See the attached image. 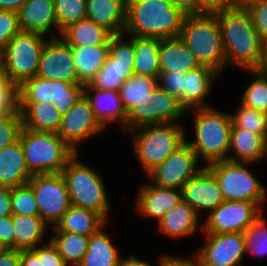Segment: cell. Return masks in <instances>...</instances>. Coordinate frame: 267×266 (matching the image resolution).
<instances>
[{
	"label": "cell",
	"mask_w": 267,
	"mask_h": 266,
	"mask_svg": "<svg viewBox=\"0 0 267 266\" xmlns=\"http://www.w3.org/2000/svg\"><path fill=\"white\" fill-rule=\"evenodd\" d=\"M261 215L245 232L246 252L264 257L267 254V224Z\"/></svg>",
	"instance_id": "42"
},
{
	"label": "cell",
	"mask_w": 267,
	"mask_h": 266,
	"mask_svg": "<svg viewBox=\"0 0 267 266\" xmlns=\"http://www.w3.org/2000/svg\"><path fill=\"white\" fill-rule=\"evenodd\" d=\"M0 87H18L16 85L12 84L8 80V77H7L5 69H4L1 54H0Z\"/></svg>",
	"instance_id": "59"
},
{
	"label": "cell",
	"mask_w": 267,
	"mask_h": 266,
	"mask_svg": "<svg viewBox=\"0 0 267 266\" xmlns=\"http://www.w3.org/2000/svg\"><path fill=\"white\" fill-rule=\"evenodd\" d=\"M261 215L262 208L255 202L224 201L203 221L205 234L245 233Z\"/></svg>",
	"instance_id": "14"
},
{
	"label": "cell",
	"mask_w": 267,
	"mask_h": 266,
	"mask_svg": "<svg viewBox=\"0 0 267 266\" xmlns=\"http://www.w3.org/2000/svg\"><path fill=\"white\" fill-rule=\"evenodd\" d=\"M19 139L26 165L32 174L61 173L76 154L57 133L23 127Z\"/></svg>",
	"instance_id": "6"
},
{
	"label": "cell",
	"mask_w": 267,
	"mask_h": 266,
	"mask_svg": "<svg viewBox=\"0 0 267 266\" xmlns=\"http://www.w3.org/2000/svg\"><path fill=\"white\" fill-rule=\"evenodd\" d=\"M4 249V247L2 246V244L0 243V252Z\"/></svg>",
	"instance_id": "62"
},
{
	"label": "cell",
	"mask_w": 267,
	"mask_h": 266,
	"mask_svg": "<svg viewBox=\"0 0 267 266\" xmlns=\"http://www.w3.org/2000/svg\"><path fill=\"white\" fill-rule=\"evenodd\" d=\"M220 74L213 69L200 66L185 73L184 96L180 103L187 111L193 108L210 107L206 98L210 94L212 85Z\"/></svg>",
	"instance_id": "27"
},
{
	"label": "cell",
	"mask_w": 267,
	"mask_h": 266,
	"mask_svg": "<svg viewBox=\"0 0 267 266\" xmlns=\"http://www.w3.org/2000/svg\"><path fill=\"white\" fill-rule=\"evenodd\" d=\"M232 125L267 138V113L241 104L235 114H231Z\"/></svg>",
	"instance_id": "39"
},
{
	"label": "cell",
	"mask_w": 267,
	"mask_h": 266,
	"mask_svg": "<svg viewBox=\"0 0 267 266\" xmlns=\"http://www.w3.org/2000/svg\"><path fill=\"white\" fill-rule=\"evenodd\" d=\"M105 130L106 128L96 118L89 101L83 96L62 116L57 134L77 153L79 143Z\"/></svg>",
	"instance_id": "18"
},
{
	"label": "cell",
	"mask_w": 267,
	"mask_h": 266,
	"mask_svg": "<svg viewBox=\"0 0 267 266\" xmlns=\"http://www.w3.org/2000/svg\"><path fill=\"white\" fill-rule=\"evenodd\" d=\"M264 159H267V138L232 125L228 160L253 164Z\"/></svg>",
	"instance_id": "23"
},
{
	"label": "cell",
	"mask_w": 267,
	"mask_h": 266,
	"mask_svg": "<svg viewBox=\"0 0 267 266\" xmlns=\"http://www.w3.org/2000/svg\"><path fill=\"white\" fill-rule=\"evenodd\" d=\"M104 229L102 227L89 237L87 252L77 266H118L121 259L118 248L111 239L112 235L105 233Z\"/></svg>",
	"instance_id": "32"
},
{
	"label": "cell",
	"mask_w": 267,
	"mask_h": 266,
	"mask_svg": "<svg viewBox=\"0 0 267 266\" xmlns=\"http://www.w3.org/2000/svg\"><path fill=\"white\" fill-rule=\"evenodd\" d=\"M198 165L197 155L185 142L146 176L157 186L181 189L191 177L204 168V165Z\"/></svg>",
	"instance_id": "15"
},
{
	"label": "cell",
	"mask_w": 267,
	"mask_h": 266,
	"mask_svg": "<svg viewBox=\"0 0 267 266\" xmlns=\"http://www.w3.org/2000/svg\"><path fill=\"white\" fill-rule=\"evenodd\" d=\"M29 171L20 139L0 150V187H18L28 183Z\"/></svg>",
	"instance_id": "26"
},
{
	"label": "cell",
	"mask_w": 267,
	"mask_h": 266,
	"mask_svg": "<svg viewBox=\"0 0 267 266\" xmlns=\"http://www.w3.org/2000/svg\"><path fill=\"white\" fill-rule=\"evenodd\" d=\"M50 241L69 266H77L87 252L89 236L55 231Z\"/></svg>",
	"instance_id": "36"
},
{
	"label": "cell",
	"mask_w": 267,
	"mask_h": 266,
	"mask_svg": "<svg viewBox=\"0 0 267 266\" xmlns=\"http://www.w3.org/2000/svg\"><path fill=\"white\" fill-rule=\"evenodd\" d=\"M158 266H200L196 255L194 254L193 257H174L172 255H163L159 258Z\"/></svg>",
	"instance_id": "51"
},
{
	"label": "cell",
	"mask_w": 267,
	"mask_h": 266,
	"mask_svg": "<svg viewBox=\"0 0 267 266\" xmlns=\"http://www.w3.org/2000/svg\"><path fill=\"white\" fill-rule=\"evenodd\" d=\"M186 15L202 14V0H172Z\"/></svg>",
	"instance_id": "52"
},
{
	"label": "cell",
	"mask_w": 267,
	"mask_h": 266,
	"mask_svg": "<svg viewBox=\"0 0 267 266\" xmlns=\"http://www.w3.org/2000/svg\"><path fill=\"white\" fill-rule=\"evenodd\" d=\"M28 0H0V10L18 12Z\"/></svg>",
	"instance_id": "56"
},
{
	"label": "cell",
	"mask_w": 267,
	"mask_h": 266,
	"mask_svg": "<svg viewBox=\"0 0 267 266\" xmlns=\"http://www.w3.org/2000/svg\"><path fill=\"white\" fill-rule=\"evenodd\" d=\"M78 152L62 169L71 205L99 213L107 222L111 209L103 178L87 163L78 158Z\"/></svg>",
	"instance_id": "7"
},
{
	"label": "cell",
	"mask_w": 267,
	"mask_h": 266,
	"mask_svg": "<svg viewBox=\"0 0 267 266\" xmlns=\"http://www.w3.org/2000/svg\"><path fill=\"white\" fill-rule=\"evenodd\" d=\"M129 132L134 139V154L146 175L186 142L181 123L144 125Z\"/></svg>",
	"instance_id": "5"
},
{
	"label": "cell",
	"mask_w": 267,
	"mask_h": 266,
	"mask_svg": "<svg viewBox=\"0 0 267 266\" xmlns=\"http://www.w3.org/2000/svg\"><path fill=\"white\" fill-rule=\"evenodd\" d=\"M47 39L43 34L29 31H19L10 39L0 54L6 75L12 84L19 87L37 75Z\"/></svg>",
	"instance_id": "8"
},
{
	"label": "cell",
	"mask_w": 267,
	"mask_h": 266,
	"mask_svg": "<svg viewBox=\"0 0 267 266\" xmlns=\"http://www.w3.org/2000/svg\"><path fill=\"white\" fill-rule=\"evenodd\" d=\"M84 96L89 101L96 118L106 129L114 121L125 130L127 112L118 90H100L88 84L85 85Z\"/></svg>",
	"instance_id": "22"
},
{
	"label": "cell",
	"mask_w": 267,
	"mask_h": 266,
	"mask_svg": "<svg viewBox=\"0 0 267 266\" xmlns=\"http://www.w3.org/2000/svg\"><path fill=\"white\" fill-rule=\"evenodd\" d=\"M228 65L254 70L261 60L262 41L247 8L229 7L214 11Z\"/></svg>",
	"instance_id": "1"
},
{
	"label": "cell",
	"mask_w": 267,
	"mask_h": 266,
	"mask_svg": "<svg viewBox=\"0 0 267 266\" xmlns=\"http://www.w3.org/2000/svg\"><path fill=\"white\" fill-rule=\"evenodd\" d=\"M19 110L24 128L53 133L60 129L62 116L51 102H19Z\"/></svg>",
	"instance_id": "28"
},
{
	"label": "cell",
	"mask_w": 267,
	"mask_h": 266,
	"mask_svg": "<svg viewBox=\"0 0 267 266\" xmlns=\"http://www.w3.org/2000/svg\"><path fill=\"white\" fill-rule=\"evenodd\" d=\"M255 70L257 72H267V39L262 42L261 60Z\"/></svg>",
	"instance_id": "58"
},
{
	"label": "cell",
	"mask_w": 267,
	"mask_h": 266,
	"mask_svg": "<svg viewBox=\"0 0 267 266\" xmlns=\"http://www.w3.org/2000/svg\"><path fill=\"white\" fill-rule=\"evenodd\" d=\"M158 60L160 72L174 70L186 73L201 66L179 37L160 40Z\"/></svg>",
	"instance_id": "30"
},
{
	"label": "cell",
	"mask_w": 267,
	"mask_h": 266,
	"mask_svg": "<svg viewBox=\"0 0 267 266\" xmlns=\"http://www.w3.org/2000/svg\"><path fill=\"white\" fill-rule=\"evenodd\" d=\"M134 59V36L113 35L109 41L108 58L89 85L100 90H119L134 74Z\"/></svg>",
	"instance_id": "11"
},
{
	"label": "cell",
	"mask_w": 267,
	"mask_h": 266,
	"mask_svg": "<svg viewBox=\"0 0 267 266\" xmlns=\"http://www.w3.org/2000/svg\"><path fill=\"white\" fill-rule=\"evenodd\" d=\"M0 266H20V250L4 248L0 252Z\"/></svg>",
	"instance_id": "53"
},
{
	"label": "cell",
	"mask_w": 267,
	"mask_h": 266,
	"mask_svg": "<svg viewBox=\"0 0 267 266\" xmlns=\"http://www.w3.org/2000/svg\"><path fill=\"white\" fill-rule=\"evenodd\" d=\"M264 0H233V7L248 8L251 5Z\"/></svg>",
	"instance_id": "60"
},
{
	"label": "cell",
	"mask_w": 267,
	"mask_h": 266,
	"mask_svg": "<svg viewBox=\"0 0 267 266\" xmlns=\"http://www.w3.org/2000/svg\"><path fill=\"white\" fill-rule=\"evenodd\" d=\"M157 83L159 87L174 95L179 100L184 96V72H175L174 70L160 72Z\"/></svg>",
	"instance_id": "44"
},
{
	"label": "cell",
	"mask_w": 267,
	"mask_h": 266,
	"mask_svg": "<svg viewBox=\"0 0 267 266\" xmlns=\"http://www.w3.org/2000/svg\"><path fill=\"white\" fill-rule=\"evenodd\" d=\"M253 75V80L241 95V104L267 113V80L255 69L244 70Z\"/></svg>",
	"instance_id": "38"
},
{
	"label": "cell",
	"mask_w": 267,
	"mask_h": 266,
	"mask_svg": "<svg viewBox=\"0 0 267 266\" xmlns=\"http://www.w3.org/2000/svg\"><path fill=\"white\" fill-rule=\"evenodd\" d=\"M19 111V87H0V116Z\"/></svg>",
	"instance_id": "47"
},
{
	"label": "cell",
	"mask_w": 267,
	"mask_h": 266,
	"mask_svg": "<svg viewBox=\"0 0 267 266\" xmlns=\"http://www.w3.org/2000/svg\"><path fill=\"white\" fill-rule=\"evenodd\" d=\"M59 33L70 24L86 18V0H54Z\"/></svg>",
	"instance_id": "40"
},
{
	"label": "cell",
	"mask_w": 267,
	"mask_h": 266,
	"mask_svg": "<svg viewBox=\"0 0 267 266\" xmlns=\"http://www.w3.org/2000/svg\"><path fill=\"white\" fill-rule=\"evenodd\" d=\"M233 7V0H202V14Z\"/></svg>",
	"instance_id": "55"
},
{
	"label": "cell",
	"mask_w": 267,
	"mask_h": 266,
	"mask_svg": "<svg viewBox=\"0 0 267 266\" xmlns=\"http://www.w3.org/2000/svg\"><path fill=\"white\" fill-rule=\"evenodd\" d=\"M12 215L11 188L0 187V218Z\"/></svg>",
	"instance_id": "54"
},
{
	"label": "cell",
	"mask_w": 267,
	"mask_h": 266,
	"mask_svg": "<svg viewBox=\"0 0 267 266\" xmlns=\"http://www.w3.org/2000/svg\"><path fill=\"white\" fill-rule=\"evenodd\" d=\"M186 14L172 0H127L126 36L178 38Z\"/></svg>",
	"instance_id": "2"
},
{
	"label": "cell",
	"mask_w": 267,
	"mask_h": 266,
	"mask_svg": "<svg viewBox=\"0 0 267 266\" xmlns=\"http://www.w3.org/2000/svg\"><path fill=\"white\" fill-rule=\"evenodd\" d=\"M194 140L186 143L207 166L210 163L228 160L232 120L230 113L210 107L193 108Z\"/></svg>",
	"instance_id": "3"
},
{
	"label": "cell",
	"mask_w": 267,
	"mask_h": 266,
	"mask_svg": "<svg viewBox=\"0 0 267 266\" xmlns=\"http://www.w3.org/2000/svg\"><path fill=\"white\" fill-rule=\"evenodd\" d=\"M127 0H86V19L103 26L113 35L126 27Z\"/></svg>",
	"instance_id": "25"
},
{
	"label": "cell",
	"mask_w": 267,
	"mask_h": 266,
	"mask_svg": "<svg viewBox=\"0 0 267 266\" xmlns=\"http://www.w3.org/2000/svg\"><path fill=\"white\" fill-rule=\"evenodd\" d=\"M188 112L174 95L158 85L140 103L127 112L125 131L162 123H179L184 113Z\"/></svg>",
	"instance_id": "10"
},
{
	"label": "cell",
	"mask_w": 267,
	"mask_h": 266,
	"mask_svg": "<svg viewBox=\"0 0 267 266\" xmlns=\"http://www.w3.org/2000/svg\"><path fill=\"white\" fill-rule=\"evenodd\" d=\"M19 31L18 14L13 11L0 10V53Z\"/></svg>",
	"instance_id": "45"
},
{
	"label": "cell",
	"mask_w": 267,
	"mask_h": 266,
	"mask_svg": "<svg viewBox=\"0 0 267 266\" xmlns=\"http://www.w3.org/2000/svg\"><path fill=\"white\" fill-rule=\"evenodd\" d=\"M42 266H69L50 240L42 244Z\"/></svg>",
	"instance_id": "48"
},
{
	"label": "cell",
	"mask_w": 267,
	"mask_h": 266,
	"mask_svg": "<svg viewBox=\"0 0 267 266\" xmlns=\"http://www.w3.org/2000/svg\"><path fill=\"white\" fill-rule=\"evenodd\" d=\"M36 76L46 80L81 84L71 46L61 36L48 37L46 40Z\"/></svg>",
	"instance_id": "17"
},
{
	"label": "cell",
	"mask_w": 267,
	"mask_h": 266,
	"mask_svg": "<svg viewBox=\"0 0 267 266\" xmlns=\"http://www.w3.org/2000/svg\"><path fill=\"white\" fill-rule=\"evenodd\" d=\"M205 244L195 255L200 266H239L246 254V233L204 234Z\"/></svg>",
	"instance_id": "16"
},
{
	"label": "cell",
	"mask_w": 267,
	"mask_h": 266,
	"mask_svg": "<svg viewBox=\"0 0 267 266\" xmlns=\"http://www.w3.org/2000/svg\"><path fill=\"white\" fill-rule=\"evenodd\" d=\"M79 82L88 85L102 68L109 55V45L71 46Z\"/></svg>",
	"instance_id": "31"
},
{
	"label": "cell",
	"mask_w": 267,
	"mask_h": 266,
	"mask_svg": "<svg viewBox=\"0 0 267 266\" xmlns=\"http://www.w3.org/2000/svg\"><path fill=\"white\" fill-rule=\"evenodd\" d=\"M20 31L37 32L47 37H57L59 27L54 0H28L17 12ZM55 27V28H54Z\"/></svg>",
	"instance_id": "21"
},
{
	"label": "cell",
	"mask_w": 267,
	"mask_h": 266,
	"mask_svg": "<svg viewBox=\"0 0 267 266\" xmlns=\"http://www.w3.org/2000/svg\"><path fill=\"white\" fill-rule=\"evenodd\" d=\"M260 40L267 39V0L257 2L247 8Z\"/></svg>",
	"instance_id": "46"
},
{
	"label": "cell",
	"mask_w": 267,
	"mask_h": 266,
	"mask_svg": "<svg viewBox=\"0 0 267 266\" xmlns=\"http://www.w3.org/2000/svg\"><path fill=\"white\" fill-rule=\"evenodd\" d=\"M0 243L4 248L15 249V233L12 215L0 218Z\"/></svg>",
	"instance_id": "49"
},
{
	"label": "cell",
	"mask_w": 267,
	"mask_h": 266,
	"mask_svg": "<svg viewBox=\"0 0 267 266\" xmlns=\"http://www.w3.org/2000/svg\"><path fill=\"white\" fill-rule=\"evenodd\" d=\"M183 201L200 215L205 210L209 214L224 202L222 192L214 174L206 167L191 177L181 188Z\"/></svg>",
	"instance_id": "19"
},
{
	"label": "cell",
	"mask_w": 267,
	"mask_h": 266,
	"mask_svg": "<svg viewBox=\"0 0 267 266\" xmlns=\"http://www.w3.org/2000/svg\"><path fill=\"white\" fill-rule=\"evenodd\" d=\"M11 210L12 214L39 216L35 194L28 184L11 188Z\"/></svg>",
	"instance_id": "41"
},
{
	"label": "cell",
	"mask_w": 267,
	"mask_h": 266,
	"mask_svg": "<svg viewBox=\"0 0 267 266\" xmlns=\"http://www.w3.org/2000/svg\"><path fill=\"white\" fill-rule=\"evenodd\" d=\"M38 204L39 217L53 227L71 206L66 181L61 173L33 174L27 183Z\"/></svg>",
	"instance_id": "12"
},
{
	"label": "cell",
	"mask_w": 267,
	"mask_h": 266,
	"mask_svg": "<svg viewBox=\"0 0 267 266\" xmlns=\"http://www.w3.org/2000/svg\"><path fill=\"white\" fill-rule=\"evenodd\" d=\"M20 266H42V244L34 249L20 250Z\"/></svg>",
	"instance_id": "50"
},
{
	"label": "cell",
	"mask_w": 267,
	"mask_h": 266,
	"mask_svg": "<svg viewBox=\"0 0 267 266\" xmlns=\"http://www.w3.org/2000/svg\"><path fill=\"white\" fill-rule=\"evenodd\" d=\"M157 85V79L148 76L133 74L127 79L118 90L126 112L145 99Z\"/></svg>",
	"instance_id": "37"
},
{
	"label": "cell",
	"mask_w": 267,
	"mask_h": 266,
	"mask_svg": "<svg viewBox=\"0 0 267 266\" xmlns=\"http://www.w3.org/2000/svg\"><path fill=\"white\" fill-rule=\"evenodd\" d=\"M160 39L134 36V74L158 79Z\"/></svg>",
	"instance_id": "35"
},
{
	"label": "cell",
	"mask_w": 267,
	"mask_h": 266,
	"mask_svg": "<svg viewBox=\"0 0 267 266\" xmlns=\"http://www.w3.org/2000/svg\"><path fill=\"white\" fill-rule=\"evenodd\" d=\"M85 86L35 76L19 86V102H51L61 116L83 96Z\"/></svg>",
	"instance_id": "13"
},
{
	"label": "cell",
	"mask_w": 267,
	"mask_h": 266,
	"mask_svg": "<svg viewBox=\"0 0 267 266\" xmlns=\"http://www.w3.org/2000/svg\"><path fill=\"white\" fill-rule=\"evenodd\" d=\"M135 199L136 212L158 224L166 212L183 201L182 190L160 187L153 183H143L138 188Z\"/></svg>",
	"instance_id": "20"
},
{
	"label": "cell",
	"mask_w": 267,
	"mask_h": 266,
	"mask_svg": "<svg viewBox=\"0 0 267 266\" xmlns=\"http://www.w3.org/2000/svg\"><path fill=\"white\" fill-rule=\"evenodd\" d=\"M118 266H153L152 264L143 261L137 256L129 255V257H121Z\"/></svg>",
	"instance_id": "57"
},
{
	"label": "cell",
	"mask_w": 267,
	"mask_h": 266,
	"mask_svg": "<svg viewBox=\"0 0 267 266\" xmlns=\"http://www.w3.org/2000/svg\"><path fill=\"white\" fill-rule=\"evenodd\" d=\"M251 164L223 160L206 166L214 174L224 201L255 202L262 208L267 193L264 185L248 169Z\"/></svg>",
	"instance_id": "9"
},
{
	"label": "cell",
	"mask_w": 267,
	"mask_h": 266,
	"mask_svg": "<svg viewBox=\"0 0 267 266\" xmlns=\"http://www.w3.org/2000/svg\"><path fill=\"white\" fill-rule=\"evenodd\" d=\"M15 249L29 250L42 244L47 224L39 216L12 214Z\"/></svg>",
	"instance_id": "34"
},
{
	"label": "cell",
	"mask_w": 267,
	"mask_h": 266,
	"mask_svg": "<svg viewBox=\"0 0 267 266\" xmlns=\"http://www.w3.org/2000/svg\"><path fill=\"white\" fill-rule=\"evenodd\" d=\"M200 218L194 209L185 201L173 206L157 224L158 231L171 239L186 238L202 230Z\"/></svg>",
	"instance_id": "24"
},
{
	"label": "cell",
	"mask_w": 267,
	"mask_h": 266,
	"mask_svg": "<svg viewBox=\"0 0 267 266\" xmlns=\"http://www.w3.org/2000/svg\"><path fill=\"white\" fill-rule=\"evenodd\" d=\"M267 80V72H259Z\"/></svg>",
	"instance_id": "61"
},
{
	"label": "cell",
	"mask_w": 267,
	"mask_h": 266,
	"mask_svg": "<svg viewBox=\"0 0 267 266\" xmlns=\"http://www.w3.org/2000/svg\"><path fill=\"white\" fill-rule=\"evenodd\" d=\"M113 34L89 19H82L65 28L61 37L70 46L109 45Z\"/></svg>",
	"instance_id": "33"
},
{
	"label": "cell",
	"mask_w": 267,
	"mask_h": 266,
	"mask_svg": "<svg viewBox=\"0 0 267 266\" xmlns=\"http://www.w3.org/2000/svg\"><path fill=\"white\" fill-rule=\"evenodd\" d=\"M23 128L20 110L0 116V150L19 140Z\"/></svg>",
	"instance_id": "43"
},
{
	"label": "cell",
	"mask_w": 267,
	"mask_h": 266,
	"mask_svg": "<svg viewBox=\"0 0 267 266\" xmlns=\"http://www.w3.org/2000/svg\"><path fill=\"white\" fill-rule=\"evenodd\" d=\"M107 221L97 212L71 205L52 228L53 231L69 232L91 236L107 225Z\"/></svg>",
	"instance_id": "29"
},
{
	"label": "cell",
	"mask_w": 267,
	"mask_h": 266,
	"mask_svg": "<svg viewBox=\"0 0 267 266\" xmlns=\"http://www.w3.org/2000/svg\"><path fill=\"white\" fill-rule=\"evenodd\" d=\"M179 39L195 55L201 66L221 74L227 62L216 13L186 15Z\"/></svg>",
	"instance_id": "4"
}]
</instances>
